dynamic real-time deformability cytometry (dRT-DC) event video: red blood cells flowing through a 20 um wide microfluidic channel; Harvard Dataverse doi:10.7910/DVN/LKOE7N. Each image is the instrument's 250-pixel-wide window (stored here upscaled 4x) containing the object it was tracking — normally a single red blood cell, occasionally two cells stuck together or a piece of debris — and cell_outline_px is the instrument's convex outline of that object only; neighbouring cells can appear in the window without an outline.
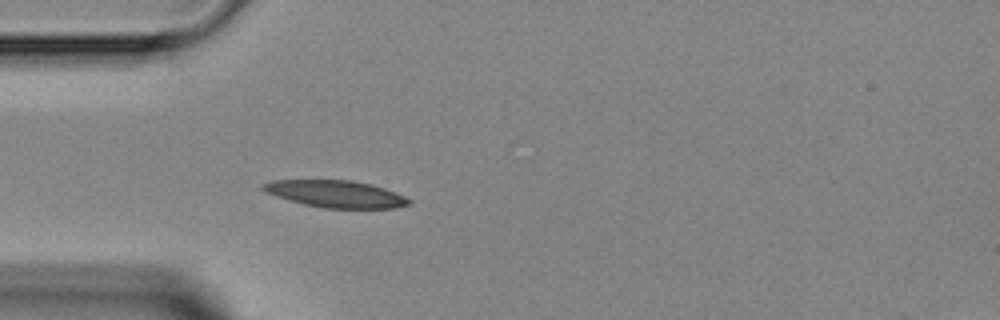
{"species": "Egyptian fruit bat (a non-hibernating species)", "species_latin": "Rousettus aegyptiacus", "temperature_condition": "room temperature", "stored_images_in_passage": 4, "camera_frame_rate_fps": 3000, "um_per_image_px": 0.085, "animal": {"sex": "female"}, "frame": {"image": 1, "passage_image": 4, "time_ms": 3.333, "image_size_px": [1000, 320], "cell_outline_px": [[412, 204], [396, 208], [324, 208], [304, 204], [288, 200], [264, 192], [260, 188], [260, 184], [272, 180], [352, 180], [372, 184], [396, 192], [412, 200]], "centroid_in_image_um": [28.53, 16.48], "position_along_channel_um": 56.5, "area_um2": 23.24}}